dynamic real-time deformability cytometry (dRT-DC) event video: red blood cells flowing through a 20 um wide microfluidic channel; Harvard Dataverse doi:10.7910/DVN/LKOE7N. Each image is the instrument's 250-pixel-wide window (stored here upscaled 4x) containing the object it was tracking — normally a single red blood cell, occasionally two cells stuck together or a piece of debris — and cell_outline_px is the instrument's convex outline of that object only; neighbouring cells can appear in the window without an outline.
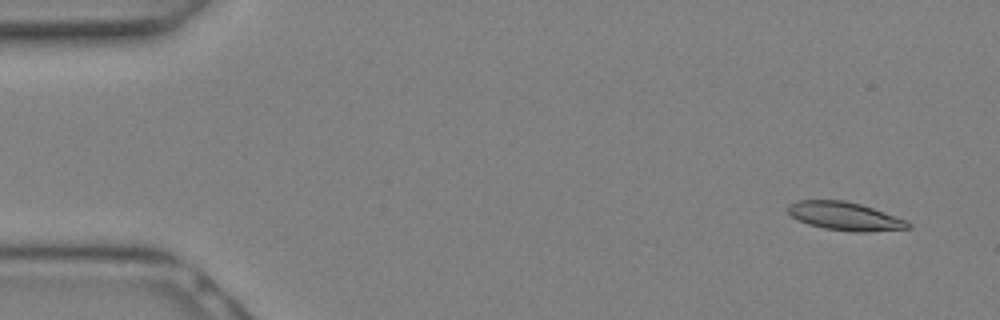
{"species": "Egyptian fruit bat (a non-hibernating species)", "species_latin": "Rousettus aegyptiacus", "temperature_condition": "warm", "stored_images_in_passage": 12, "camera_frame_rate_fps": 3000, "um_per_image_px": 0.085, "animal": {"sex": "female"}, "frame": {"image": 1, "passage_image": 2, "time_ms": 0.333, "image_size_px": [1000, 320], "cell_outline_px": [[912, 228], [864, 232], [856, 232], [824, 228], [808, 224], [792, 216], [788, 212], [788, 204], [796, 200], [844, 200], [860, 204], [908, 220], [912, 224]], "centroid_in_image_um": [71.84, 18.37], "position_along_channel_um": 13.2, "area_um2": 19.77}}
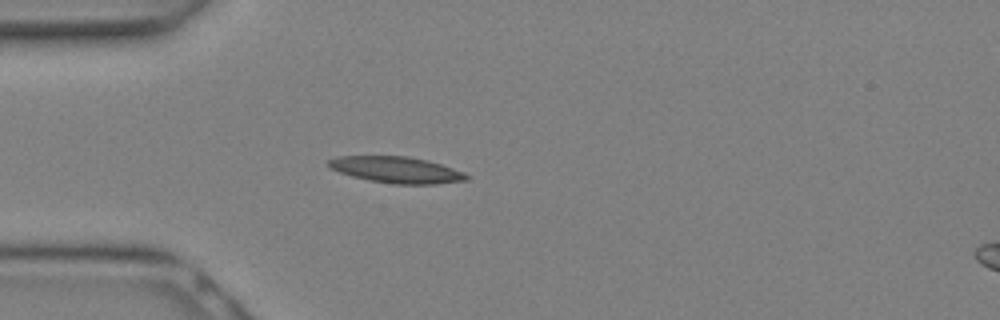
{"frame": {"image": 2, "passage_image": 8, "time_ms": 2.333, "image_size_px": [1000, 320], "cell_outline_px": [[472, 176], [468, 180], [436, 184], [392, 184], [352, 176], [328, 168], [328, 160], [336, 156], [408, 156], [428, 160], [464, 172]], "centroid_in_image_um": [33.72, 14.43], "position_along_channel_um": 51.3, "area_um2": 21.21}}
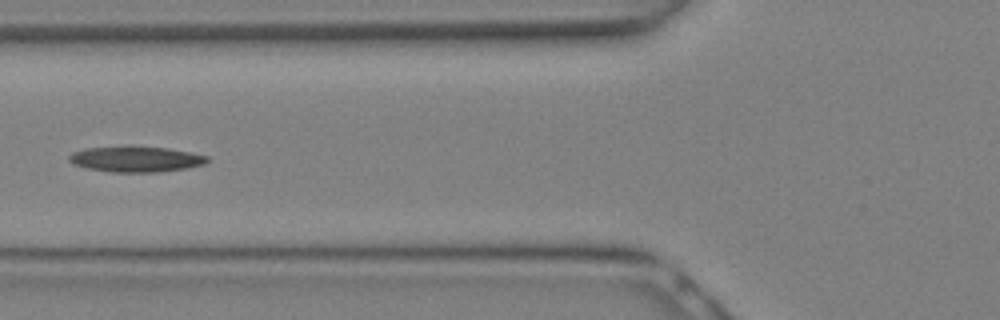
{"frame": {"image": 3, "passage_image": 11, "time_ms": 3.333, "image_size_px": [1000, 320], "cell_outline_px": [[208, 160], [204, 164], [188, 168], [156, 172], [112, 172], [88, 168], [72, 164], [68, 160], [68, 156], [72, 152], [84, 148], [128, 144], [132, 144], [168, 148], [192, 152], [208, 156]], "centroid_in_image_um": [11.51, 13.49], "position_along_channel_um": 114.3, "area_um2": 21.39}}